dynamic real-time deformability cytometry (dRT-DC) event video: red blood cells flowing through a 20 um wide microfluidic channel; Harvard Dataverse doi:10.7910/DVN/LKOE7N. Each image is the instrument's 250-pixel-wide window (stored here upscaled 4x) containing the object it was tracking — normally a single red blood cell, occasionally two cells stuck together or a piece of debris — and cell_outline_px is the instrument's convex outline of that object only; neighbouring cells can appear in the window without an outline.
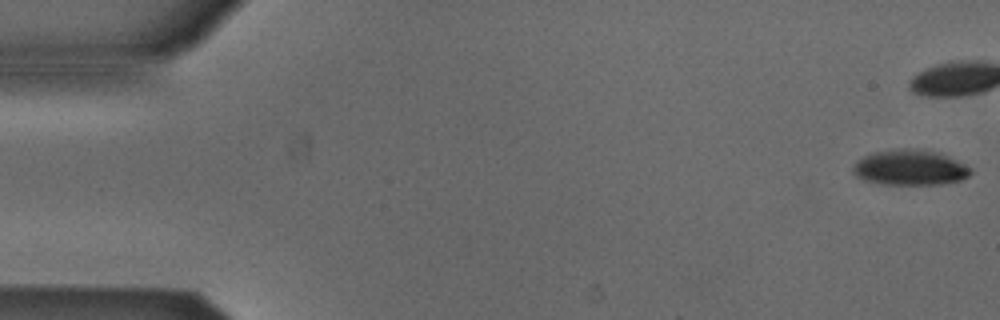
{"species": "Egyptian fruit bat (a non-hibernating species)", "species_latin": "Rousettus aegyptiacus", "temperature_condition": "cold", "stored_images_in_passage": 41, "camera_frame_rate_fps": 3000, "um_per_image_px": 0.085, "animal": {"sex": "male"}, "frame": {"image": 1, "passage_image": 1, "time_ms": 0.0, "image_size_px": [1000, 320], "cell_outline_px": [[972, 172], [968, 176], [960, 180], [944, 184], [880, 184], [864, 180], [856, 176], [852, 172], [852, 168], [856, 160], [872, 152], [904, 148], [908, 148], [932, 152], [956, 160], [972, 168]], "centroid_in_image_um": [77.3, 14.26], "position_along_channel_um": 7.7, "area_um2": 24.04}}
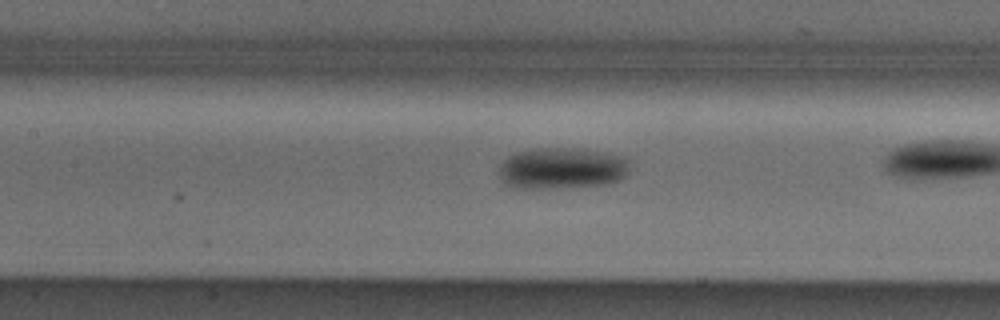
{"frame": {"image": 2, "passage_image": 24, "time_ms": 7.667, "image_size_px": [1000, 320], "cell_outline_px": [[628, 172], [620, 180], [612, 184], [556, 188], [512, 188], [504, 184], [500, 180], [496, 172], [500, 164], [508, 156], [516, 152], [536, 148], [580, 148], [620, 156], [628, 160]], "centroid_in_image_um": [47.69, 14.32], "position_along_channel_um": 159.7, "area_um2": 32.02}}
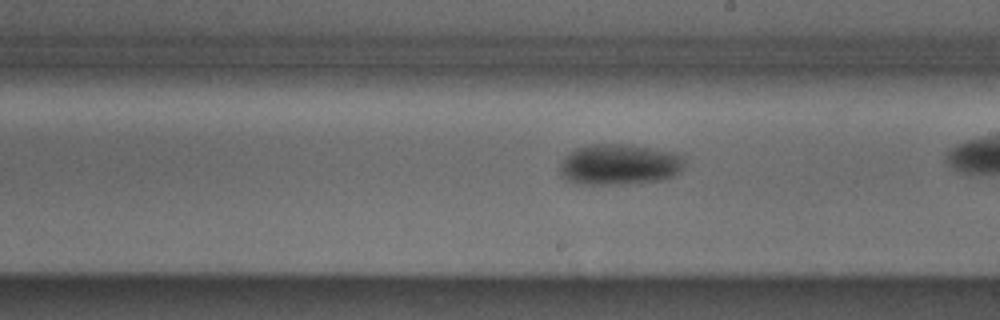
{"frame": {"image": 3, "passage_image": 30, "time_ms": 9.667, "image_size_px": [1000, 320], "cell_outline_px": [[684, 168], [680, 172], [672, 176], [660, 180], [632, 184], [572, 184], [564, 180], [560, 176], [560, 164], [564, 156], [576, 148], [588, 144], [620, 144], [648, 148], [668, 152], [684, 156]], "centroid_in_image_um": [52.57, 14.01], "position_along_channel_um": 236.4, "area_um2": 29.88}}